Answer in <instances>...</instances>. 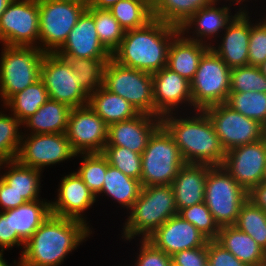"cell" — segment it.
I'll return each mask as SVG.
<instances>
[{
  "label": "cell",
  "mask_w": 266,
  "mask_h": 266,
  "mask_svg": "<svg viewBox=\"0 0 266 266\" xmlns=\"http://www.w3.org/2000/svg\"><path fill=\"white\" fill-rule=\"evenodd\" d=\"M92 234L91 227L77 219L50 214L25 242L15 266H60L66 256Z\"/></svg>",
  "instance_id": "cell-1"
},
{
  "label": "cell",
  "mask_w": 266,
  "mask_h": 266,
  "mask_svg": "<svg viewBox=\"0 0 266 266\" xmlns=\"http://www.w3.org/2000/svg\"><path fill=\"white\" fill-rule=\"evenodd\" d=\"M194 112L189 116L185 112L183 116L178 112L166 114L161 125L173 137L185 163L221 166L226 152L220 139L207 114L203 110Z\"/></svg>",
  "instance_id": "cell-2"
},
{
  "label": "cell",
  "mask_w": 266,
  "mask_h": 266,
  "mask_svg": "<svg viewBox=\"0 0 266 266\" xmlns=\"http://www.w3.org/2000/svg\"><path fill=\"white\" fill-rule=\"evenodd\" d=\"M179 32L178 27L153 18L143 27L125 31L112 59L122 66L154 74L167 66L170 44Z\"/></svg>",
  "instance_id": "cell-3"
},
{
  "label": "cell",
  "mask_w": 266,
  "mask_h": 266,
  "mask_svg": "<svg viewBox=\"0 0 266 266\" xmlns=\"http://www.w3.org/2000/svg\"><path fill=\"white\" fill-rule=\"evenodd\" d=\"M123 224L122 239H147L169 218L178 215L171 185L143 186Z\"/></svg>",
  "instance_id": "cell-4"
},
{
  "label": "cell",
  "mask_w": 266,
  "mask_h": 266,
  "mask_svg": "<svg viewBox=\"0 0 266 266\" xmlns=\"http://www.w3.org/2000/svg\"><path fill=\"white\" fill-rule=\"evenodd\" d=\"M184 164L179 147L161 125L150 137L141 154L142 186L172 185Z\"/></svg>",
  "instance_id": "cell-5"
},
{
  "label": "cell",
  "mask_w": 266,
  "mask_h": 266,
  "mask_svg": "<svg viewBox=\"0 0 266 266\" xmlns=\"http://www.w3.org/2000/svg\"><path fill=\"white\" fill-rule=\"evenodd\" d=\"M0 57V100L2 106L15 94L40 79L45 52L37 47L3 45Z\"/></svg>",
  "instance_id": "cell-6"
},
{
  "label": "cell",
  "mask_w": 266,
  "mask_h": 266,
  "mask_svg": "<svg viewBox=\"0 0 266 266\" xmlns=\"http://www.w3.org/2000/svg\"><path fill=\"white\" fill-rule=\"evenodd\" d=\"M246 192L221 166H211L205 181L204 203L214 221L221 226H231L237 221Z\"/></svg>",
  "instance_id": "cell-7"
},
{
  "label": "cell",
  "mask_w": 266,
  "mask_h": 266,
  "mask_svg": "<svg viewBox=\"0 0 266 266\" xmlns=\"http://www.w3.org/2000/svg\"><path fill=\"white\" fill-rule=\"evenodd\" d=\"M39 49L55 53L87 9V1H38Z\"/></svg>",
  "instance_id": "cell-8"
},
{
  "label": "cell",
  "mask_w": 266,
  "mask_h": 266,
  "mask_svg": "<svg viewBox=\"0 0 266 266\" xmlns=\"http://www.w3.org/2000/svg\"><path fill=\"white\" fill-rule=\"evenodd\" d=\"M230 79L231 69L210 47L190 82L194 111L225 103L230 93Z\"/></svg>",
  "instance_id": "cell-9"
},
{
  "label": "cell",
  "mask_w": 266,
  "mask_h": 266,
  "mask_svg": "<svg viewBox=\"0 0 266 266\" xmlns=\"http://www.w3.org/2000/svg\"><path fill=\"white\" fill-rule=\"evenodd\" d=\"M103 87L126 99L139 113L154 116L152 74L122 66L110 58L103 71Z\"/></svg>",
  "instance_id": "cell-10"
},
{
  "label": "cell",
  "mask_w": 266,
  "mask_h": 266,
  "mask_svg": "<svg viewBox=\"0 0 266 266\" xmlns=\"http://www.w3.org/2000/svg\"><path fill=\"white\" fill-rule=\"evenodd\" d=\"M0 43L39 48L37 0H11L0 16Z\"/></svg>",
  "instance_id": "cell-11"
},
{
  "label": "cell",
  "mask_w": 266,
  "mask_h": 266,
  "mask_svg": "<svg viewBox=\"0 0 266 266\" xmlns=\"http://www.w3.org/2000/svg\"><path fill=\"white\" fill-rule=\"evenodd\" d=\"M40 79L48 91L49 99L71 108L88 105L89 95L79 86L76 72L65 58L56 53H45L43 56Z\"/></svg>",
  "instance_id": "cell-12"
},
{
  "label": "cell",
  "mask_w": 266,
  "mask_h": 266,
  "mask_svg": "<svg viewBox=\"0 0 266 266\" xmlns=\"http://www.w3.org/2000/svg\"><path fill=\"white\" fill-rule=\"evenodd\" d=\"M203 111L209 117L225 152L262 139L263 125L225 103L209 106Z\"/></svg>",
  "instance_id": "cell-13"
},
{
  "label": "cell",
  "mask_w": 266,
  "mask_h": 266,
  "mask_svg": "<svg viewBox=\"0 0 266 266\" xmlns=\"http://www.w3.org/2000/svg\"><path fill=\"white\" fill-rule=\"evenodd\" d=\"M27 133V134H26ZM77 157L66 133H23L16 159L23 165L42 171L45 167Z\"/></svg>",
  "instance_id": "cell-14"
},
{
  "label": "cell",
  "mask_w": 266,
  "mask_h": 266,
  "mask_svg": "<svg viewBox=\"0 0 266 266\" xmlns=\"http://www.w3.org/2000/svg\"><path fill=\"white\" fill-rule=\"evenodd\" d=\"M67 139L76 154L101 153L108 140V125L88 105L72 108Z\"/></svg>",
  "instance_id": "cell-15"
},
{
  "label": "cell",
  "mask_w": 266,
  "mask_h": 266,
  "mask_svg": "<svg viewBox=\"0 0 266 266\" xmlns=\"http://www.w3.org/2000/svg\"><path fill=\"white\" fill-rule=\"evenodd\" d=\"M266 165V144L263 139L230 149L222 167L246 191L262 182Z\"/></svg>",
  "instance_id": "cell-16"
},
{
  "label": "cell",
  "mask_w": 266,
  "mask_h": 266,
  "mask_svg": "<svg viewBox=\"0 0 266 266\" xmlns=\"http://www.w3.org/2000/svg\"><path fill=\"white\" fill-rule=\"evenodd\" d=\"M154 116L162 117L179 111L181 105L193 109L191 83L178 73L164 67L152 74ZM174 111V112H173Z\"/></svg>",
  "instance_id": "cell-17"
},
{
  "label": "cell",
  "mask_w": 266,
  "mask_h": 266,
  "mask_svg": "<svg viewBox=\"0 0 266 266\" xmlns=\"http://www.w3.org/2000/svg\"><path fill=\"white\" fill-rule=\"evenodd\" d=\"M219 2L220 0H215L212 4L197 10L187 21L181 25L179 28L180 32L187 39L211 46L213 43L209 41H212V39L216 40V37L220 36V32H223L232 22V20L241 12L235 10L236 13L232 15L230 9L232 4H223V6L217 7Z\"/></svg>",
  "instance_id": "cell-18"
},
{
  "label": "cell",
  "mask_w": 266,
  "mask_h": 266,
  "mask_svg": "<svg viewBox=\"0 0 266 266\" xmlns=\"http://www.w3.org/2000/svg\"><path fill=\"white\" fill-rule=\"evenodd\" d=\"M60 181L58 195L55 201L50 202L51 214L81 220L89 225L83 215L97 201L96 196L75 171L63 176Z\"/></svg>",
  "instance_id": "cell-19"
},
{
  "label": "cell",
  "mask_w": 266,
  "mask_h": 266,
  "mask_svg": "<svg viewBox=\"0 0 266 266\" xmlns=\"http://www.w3.org/2000/svg\"><path fill=\"white\" fill-rule=\"evenodd\" d=\"M55 53L61 57L112 58V54L98 38L93 8L87 7L68 34L64 44Z\"/></svg>",
  "instance_id": "cell-20"
},
{
  "label": "cell",
  "mask_w": 266,
  "mask_h": 266,
  "mask_svg": "<svg viewBox=\"0 0 266 266\" xmlns=\"http://www.w3.org/2000/svg\"><path fill=\"white\" fill-rule=\"evenodd\" d=\"M147 240L169 256L183 250L205 246L209 239L179 215L169 218Z\"/></svg>",
  "instance_id": "cell-21"
},
{
  "label": "cell",
  "mask_w": 266,
  "mask_h": 266,
  "mask_svg": "<svg viewBox=\"0 0 266 266\" xmlns=\"http://www.w3.org/2000/svg\"><path fill=\"white\" fill-rule=\"evenodd\" d=\"M161 126V117L139 113L132 119L108 126L105 146H121L142 154L153 133Z\"/></svg>",
  "instance_id": "cell-22"
},
{
  "label": "cell",
  "mask_w": 266,
  "mask_h": 266,
  "mask_svg": "<svg viewBox=\"0 0 266 266\" xmlns=\"http://www.w3.org/2000/svg\"><path fill=\"white\" fill-rule=\"evenodd\" d=\"M249 11H241L222 32L219 37L220 43L211 49L226 63L230 68L249 65L248 46L250 38V16ZM222 37V38H221Z\"/></svg>",
  "instance_id": "cell-23"
},
{
  "label": "cell",
  "mask_w": 266,
  "mask_h": 266,
  "mask_svg": "<svg viewBox=\"0 0 266 266\" xmlns=\"http://www.w3.org/2000/svg\"><path fill=\"white\" fill-rule=\"evenodd\" d=\"M211 166L185 163L174 178L172 188L177 210L203 203L205 181Z\"/></svg>",
  "instance_id": "cell-24"
},
{
  "label": "cell",
  "mask_w": 266,
  "mask_h": 266,
  "mask_svg": "<svg viewBox=\"0 0 266 266\" xmlns=\"http://www.w3.org/2000/svg\"><path fill=\"white\" fill-rule=\"evenodd\" d=\"M209 48V45L187 39L179 32L170 44L166 67L191 82L201 58Z\"/></svg>",
  "instance_id": "cell-25"
},
{
  "label": "cell",
  "mask_w": 266,
  "mask_h": 266,
  "mask_svg": "<svg viewBox=\"0 0 266 266\" xmlns=\"http://www.w3.org/2000/svg\"><path fill=\"white\" fill-rule=\"evenodd\" d=\"M72 108L68 105L48 99L37 112L27 118L22 127L29 134L66 133L69 115Z\"/></svg>",
  "instance_id": "cell-26"
},
{
  "label": "cell",
  "mask_w": 266,
  "mask_h": 266,
  "mask_svg": "<svg viewBox=\"0 0 266 266\" xmlns=\"http://www.w3.org/2000/svg\"><path fill=\"white\" fill-rule=\"evenodd\" d=\"M216 241L248 266L266 262V252L250 235L238 230L234 225L221 226Z\"/></svg>",
  "instance_id": "cell-27"
},
{
  "label": "cell",
  "mask_w": 266,
  "mask_h": 266,
  "mask_svg": "<svg viewBox=\"0 0 266 266\" xmlns=\"http://www.w3.org/2000/svg\"><path fill=\"white\" fill-rule=\"evenodd\" d=\"M88 106L109 126L113 123L134 118L137 109L123 97L114 94L103 86L91 93Z\"/></svg>",
  "instance_id": "cell-28"
},
{
  "label": "cell",
  "mask_w": 266,
  "mask_h": 266,
  "mask_svg": "<svg viewBox=\"0 0 266 266\" xmlns=\"http://www.w3.org/2000/svg\"><path fill=\"white\" fill-rule=\"evenodd\" d=\"M2 169L5 173L2 172L1 179L26 202L40 199V170L23 165L17 159L2 162Z\"/></svg>",
  "instance_id": "cell-29"
},
{
  "label": "cell",
  "mask_w": 266,
  "mask_h": 266,
  "mask_svg": "<svg viewBox=\"0 0 266 266\" xmlns=\"http://www.w3.org/2000/svg\"><path fill=\"white\" fill-rule=\"evenodd\" d=\"M51 214L50 201L38 199L11 209L12 233L26 242Z\"/></svg>",
  "instance_id": "cell-30"
},
{
  "label": "cell",
  "mask_w": 266,
  "mask_h": 266,
  "mask_svg": "<svg viewBox=\"0 0 266 266\" xmlns=\"http://www.w3.org/2000/svg\"><path fill=\"white\" fill-rule=\"evenodd\" d=\"M142 187L141 181L126 176L119 169L109 164L98 196L103 193L110 199L115 200L114 202L117 201L121 207H126L128 211L140 196Z\"/></svg>",
  "instance_id": "cell-31"
},
{
  "label": "cell",
  "mask_w": 266,
  "mask_h": 266,
  "mask_svg": "<svg viewBox=\"0 0 266 266\" xmlns=\"http://www.w3.org/2000/svg\"><path fill=\"white\" fill-rule=\"evenodd\" d=\"M48 99V91L43 81L39 79L12 96L3 107L8 108L9 112L11 111V114L23 123L27 118L34 115Z\"/></svg>",
  "instance_id": "cell-32"
},
{
  "label": "cell",
  "mask_w": 266,
  "mask_h": 266,
  "mask_svg": "<svg viewBox=\"0 0 266 266\" xmlns=\"http://www.w3.org/2000/svg\"><path fill=\"white\" fill-rule=\"evenodd\" d=\"M215 0H158L153 5V18L178 28L197 10Z\"/></svg>",
  "instance_id": "cell-33"
},
{
  "label": "cell",
  "mask_w": 266,
  "mask_h": 266,
  "mask_svg": "<svg viewBox=\"0 0 266 266\" xmlns=\"http://www.w3.org/2000/svg\"><path fill=\"white\" fill-rule=\"evenodd\" d=\"M108 10L125 31L143 27L153 19V5L148 0H120Z\"/></svg>",
  "instance_id": "cell-34"
},
{
  "label": "cell",
  "mask_w": 266,
  "mask_h": 266,
  "mask_svg": "<svg viewBox=\"0 0 266 266\" xmlns=\"http://www.w3.org/2000/svg\"><path fill=\"white\" fill-rule=\"evenodd\" d=\"M65 58L79 77V86L88 94L103 86V71L110 58Z\"/></svg>",
  "instance_id": "cell-35"
},
{
  "label": "cell",
  "mask_w": 266,
  "mask_h": 266,
  "mask_svg": "<svg viewBox=\"0 0 266 266\" xmlns=\"http://www.w3.org/2000/svg\"><path fill=\"white\" fill-rule=\"evenodd\" d=\"M234 226L250 235L266 252V212L246 200L241 208Z\"/></svg>",
  "instance_id": "cell-36"
},
{
  "label": "cell",
  "mask_w": 266,
  "mask_h": 266,
  "mask_svg": "<svg viewBox=\"0 0 266 266\" xmlns=\"http://www.w3.org/2000/svg\"><path fill=\"white\" fill-rule=\"evenodd\" d=\"M225 104L245 117L266 125V93L230 92Z\"/></svg>",
  "instance_id": "cell-37"
},
{
  "label": "cell",
  "mask_w": 266,
  "mask_h": 266,
  "mask_svg": "<svg viewBox=\"0 0 266 266\" xmlns=\"http://www.w3.org/2000/svg\"><path fill=\"white\" fill-rule=\"evenodd\" d=\"M4 112V113H3ZM22 122L13 114L0 111V162L16 159L23 132L19 131Z\"/></svg>",
  "instance_id": "cell-38"
},
{
  "label": "cell",
  "mask_w": 266,
  "mask_h": 266,
  "mask_svg": "<svg viewBox=\"0 0 266 266\" xmlns=\"http://www.w3.org/2000/svg\"><path fill=\"white\" fill-rule=\"evenodd\" d=\"M81 156V165L77 171L78 176L87 185L90 191L96 196L101 192L104 177L108 167L107 159L102 153L76 154Z\"/></svg>",
  "instance_id": "cell-39"
},
{
  "label": "cell",
  "mask_w": 266,
  "mask_h": 266,
  "mask_svg": "<svg viewBox=\"0 0 266 266\" xmlns=\"http://www.w3.org/2000/svg\"><path fill=\"white\" fill-rule=\"evenodd\" d=\"M93 18L100 42L112 54L119 47L125 30L107 9L93 8Z\"/></svg>",
  "instance_id": "cell-40"
},
{
  "label": "cell",
  "mask_w": 266,
  "mask_h": 266,
  "mask_svg": "<svg viewBox=\"0 0 266 266\" xmlns=\"http://www.w3.org/2000/svg\"><path fill=\"white\" fill-rule=\"evenodd\" d=\"M102 155L123 174L141 181V154L121 146H105Z\"/></svg>",
  "instance_id": "cell-41"
},
{
  "label": "cell",
  "mask_w": 266,
  "mask_h": 266,
  "mask_svg": "<svg viewBox=\"0 0 266 266\" xmlns=\"http://www.w3.org/2000/svg\"><path fill=\"white\" fill-rule=\"evenodd\" d=\"M266 93V76L259 66L246 65L231 69L230 92Z\"/></svg>",
  "instance_id": "cell-42"
},
{
  "label": "cell",
  "mask_w": 266,
  "mask_h": 266,
  "mask_svg": "<svg viewBox=\"0 0 266 266\" xmlns=\"http://www.w3.org/2000/svg\"><path fill=\"white\" fill-rule=\"evenodd\" d=\"M178 215L194 225L209 240L217 239L220 227L204 202L180 209Z\"/></svg>",
  "instance_id": "cell-43"
},
{
  "label": "cell",
  "mask_w": 266,
  "mask_h": 266,
  "mask_svg": "<svg viewBox=\"0 0 266 266\" xmlns=\"http://www.w3.org/2000/svg\"><path fill=\"white\" fill-rule=\"evenodd\" d=\"M258 20L255 24L250 20L248 61L253 66H260L266 61V23Z\"/></svg>",
  "instance_id": "cell-44"
},
{
  "label": "cell",
  "mask_w": 266,
  "mask_h": 266,
  "mask_svg": "<svg viewBox=\"0 0 266 266\" xmlns=\"http://www.w3.org/2000/svg\"><path fill=\"white\" fill-rule=\"evenodd\" d=\"M140 249L135 264L132 266H170L172 256L166 254L163 250L157 249L147 239H140Z\"/></svg>",
  "instance_id": "cell-45"
},
{
  "label": "cell",
  "mask_w": 266,
  "mask_h": 266,
  "mask_svg": "<svg viewBox=\"0 0 266 266\" xmlns=\"http://www.w3.org/2000/svg\"><path fill=\"white\" fill-rule=\"evenodd\" d=\"M23 245V246H22ZM14 246H20L22 254L25 242L17 235L12 233L11 225V209L6 211H0V252H4L6 249L10 250Z\"/></svg>",
  "instance_id": "cell-46"
},
{
  "label": "cell",
  "mask_w": 266,
  "mask_h": 266,
  "mask_svg": "<svg viewBox=\"0 0 266 266\" xmlns=\"http://www.w3.org/2000/svg\"><path fill=\"white\" fill-rule=\"evenodd\" d=\"M208 262L212 266H248L237 259L230 251L226 250L216 240L207 243Z\"/></svg>",
  "instance_id": "cell-47"
},
{
  "label": "cell",
  "mask_w": 266,
  "mask_h": 266,
  "mask_svg": "<svg viewBox=\"0 0 266 266\" xmlns=\"http://www.w3.org/2000/svg\"><path fill=\"white\" fill-rule=\"evenodd\" d=\"M207 261V244L202 247L179 251L172 255V262L178 266H204Z\"/></svg>",
  "instance_id": "cell-48"
},
{
  "label": "cell",
  "mask_w": 266,
  "mask_h": 266,
  "mask_svg": "<svg viewBox=\"0 0 266 266\" xmlns=\"http://www.w3.org/2000/svg\"><path fill=\"white\" fill-rule=\"evenodd\" d=\"M24 203L26 200L0 179V211L13 209Z\"/></svg>",
  "instance_id": "cell-49"
},
{
  "label": "cell",
  "mask_w": 266,
  "mask_h": 266,
  "mask_svg": "<svg viewBox=\"0 0 266 266\" xmlns=\"http://www.w3.org/2000/svg\"><path fill=\"white\" fill-rule=\"evenodd\" d=\"M255 206L261 208L266 212V182H261L259 185L253 187L247 196Z\"/></svg>",
  "instance_id": "cell-50"
},
{
  "label": "cell",
  "mask_w": 266,
  "mask_h": 266,
  "mask_svg": "<svg viewBox=\"0 0 266 266\" xmlns=\"http://www.w3.org/2000/svg\"><path fill=\"white\" fill-rule=\"evenodd\" d=\"M120 0H87L89 8L109 9Z\"/></svg>",
  "instance_id": "cell-51"
},
{
  "label": "cell",
  "mask_w": 266,
  "mask_h": 266,
  "mask_svg": "<svg viewBox=\"0 0 266 266\" xmlns=\"http://www.w3.org/2000/svg\"><path fill=\"white\" fill-rule=\"evenodd\" d=\"M226 1H229L230 4H239V9H236V10H239V11H248V6L245 4H243L242 2L246 3V1L249 2V0H226ZM235 1V2H234ZM232 2V3H231ZM241 4L244 6H241ZM246 6V8H245ZM247 9V10H246Z\"/></svg>",
  "instance_id": "cell-52"
},
{
  "label": "cell",
  "mask_w": 266,
  "mask_h": 266,
  "mask_svg": "<svg viewBox=\"0 0 266 266\" xmlns=\"http://www.w3.org/2000/svg\"><path fill=\"white\" fill-rule=\"evenodd\" d=\"M11 0H0V16L6 10L7 5Z\"/></svg>",
  "instance_id": "cell-53"
},
{
  "label": "cell",
  "mask_w": 266,
  "mask_h": 266,
  "mask_svg": "<svg viewBox=\"0 0 266 266\" xmlns=\"http://www.w3.org/2000/svg\"><path fill=\"white\" fill-rule=\"evenodd\" d=\"M4 252H0V266H12L3 258Z\"/></svg>",
  "instance_id": "cell-54"
},
{
  "label": "cell",
  "mask_w": 266,
  "mask_h": 266,
  "mask_svg": "<svg viewBox=\"0 0 266 266\" xmlns=\"http://www.w3.org/2000/svg\"><path fill=\"white\" fill-rule=\"evenodd\" d=\"M261 72L266 76V61L259 66Z\"/></svg>",
  "instance_id": "cell-55"
},
{
  "label": "cell",
  "mask_w": 266,
  "mask_h": 266,
  "mask_svg": "<svg viewBox=\"0 0 266 266\" xmlns=\"http://www.w3.org/2000/svg\"><path fill=\"white\" fill-rule=\"evenodd\" d=\"M262 139L264 140L265 144H266V125L263 126V135H262Z\"/></svg>",
  "instance_id": "cell-56"
},
{
  "label": "cell",
  "mask_w": 266,
  "mask_h": 266,
  "mask_svg": "<svg viewBox=\"0 0 266 266\" xmlns=\"http://www.w3.org/2000/svg\"><path fill=\"white\" fill-rule=\"evenodd\" d=\"M37 1H60V0H37ZM61 1H87V0H61Z\"/></svg>",
  "instance_id": "cell-57"
},
{
  "label": "cell",
  "mask_w": 266,
  "mask_h": 266,
  "mask_svg": "<svg viewBox=\"0 0 266 266\" xmlns=\"http://www.w3.org/2000/svg\"><path fill=\"white\" fill-rule=\"evenodd\" d=\"M262 181H263V182H266V165H265V171H264V176H263Z\"/></svg>",
  "instance_id": "cell-58"
},
{
  "label": "cell",
  "mask_w": 266,
  "mask_h": 266,
  "mask_svg": "<svg viewBox=\"0 0 266 266\" xmlns=\"http://www.w3.org/2000/svg\"><path fill=\"white\" fill-rule=\"evenodd\" d=\"M152 5H154L158 0H148Z\"/></svg>",
  "instance_id": "cell-59"
},
{
  "label": "cell",
  "mask_w": 266,
  "mask_h": 266,
  "mask_svg": "<svg viewBox=\"0 0 266 266\" xmlns=\"http://www.w3.org/2000/svg\"><path fill=\"white\" fill-rule=\"evenodd\" d=\"M254 266H266V262L259 264V265H254Z\"/></svg>",
  "instance_id": "cell-60"
},
{
  "label": "cell",
  "mask_w": 266,
  "mask_h": 266,
  "mask_svg": "<svg viewBox=\"0 0 266 266\" xmlns=\"http://www.w3.org/2000/svg\"><path fill=\"white\" fill-rule=\"evenodd\" d=\"M1 169H2V163L0 162V171H1ZM1 173H2V171L0 172V179H1Z\"/></svg>",
  "instance_id": "cell-61"
},
{
  "label": "cell",
  "mask_w": 266,
  "mask_h": 266,
  "mask_svg": "<svg viewBox=\"0 0 266 266\" xmlns=\"http://www.w3.org/2000/svg\"><path fill=\"white\" fill-rule=\"evenodd\" d=\"M204 266H212V264L207 261V263Z\"/></svg>",
  "instance_id": "cell-62"
},
{
  "label": "cell",
  "mask_w": 266,
  "mask_h": 266,
  "mask_svg": "<svg viewBox=\"0 0 266 266\" xmlns=\"http://www.w3.org/2000/svg\"><path fill=\"white\" fill-rule=\"evenodd\" d=\"M170 266H178V265H176V264H174L173 262H171Z\"/></svg>",
  "instance_id": "cell-63"
}]
</instances>
